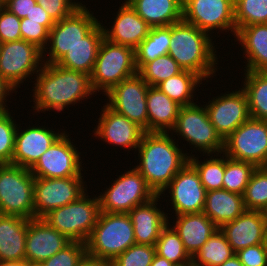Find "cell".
Here are the masks:
<instances>
[{
    "label": "cell",
    "mask_w": 267,
    "mask_h": 266,
    "mask_svg": "<svg viewBox=\"0 0 267 266\" xmlns=\"http://www.w3.org/2000/svg\"><path fill=\"white\" fill-rule=\"evenodd\" d=\"M197 156L198 155L195 156L193 154L191 157H189V162L198 171L201 183L206 192L223 189L225 154L223 152L217 154H207V156L203 154V156L207 157L204 159V161L199 160V157Z\"/></svg>",
    "instance_id": "cell-36"
},
{
    "label": "cell",
    "mask_w": 267,
    "mask_h": 266,
    "mask_svg": "<svg viewBox=\"0 0 267 266\" xmlns=\"http://www.w3.org/2000/svg\"><path fill=\"white\" fill-rule=\"evenodd\" d=\"M235 255L243 266H267V252L264 243L238 250Z\"/></svg>",
    "instance_id": "cell-48"
},
{
    "label": "cell",
    "mask_w": 267,
    "mask_h": 266,
    "mask_svg": "<svg viewBox=\"0 0 267 266\" xmlns=\"http://www.w3.org/2000/svg\"><path fill=\"white\" fill-rule=\"evenodd\" d=\"M82 195L77 201L48 212L42 219L71 241L86 243L100 214L98 195Z\"/></svg>",
    "instance_id": "cell-5"
},
{
    "label": "cell",
    "mask_w": 267,
    "mask_h": 266,
    "mask_svg": "<svg viewBox=\"0 0 267 266\" xmlns=\"http://www.w3.org/2000/svg\"><path fill=\"white\" fill-rule=\"evenodd\" d=\"M17 89L14 88L7 80H5L1 75H0V109L2 111H7L8 106H7V97L11 96L13 92L17 94L16 91ZM12 93V94H11Z\"/></svg>",
    "instance_id": "cell-51"
},
{
    "label": "cell",
    "mask_w": 267,
    "mask_h": 266,
    "mask_svg": "<svg viewBox=\"0 0 267 266\" xmlns=\"http://www.w3.org/2000/svg\"><path fill=\"white\" fill-rule=\"evenodd\" d=\"M155 254V245L134 244L111 262L112 266H151Z\"/></svg>",
    "instance_id": "cell-43"
},
{
    "label": "cell",
    "mask_w": 267,
    "mask_h": 266,
    "mask_svg": "<svg viewBox=\"0 0 267 266\" xmlns=\"http://www.w3.org/2000/svg\"><path fill=\"white\" fill-rule=\"evenodd\" d=\"M35 177L30 169L0 165V214L34 219Z\"/></svg>",
    "instance_id": "cell-6"
},
{
    "label": "cell",
    "mask_w": 267,
    "mask_h": 266,
    "mask_svg": "<svg viewBox=\"0 0 267 266\" xmlns=\"http://www.w3.org/2000/svg\"><path fill=\"white\" fill-rule=\"evenodd\" d=\"M36 4V0H3V6L20 19L25 18Z\"/></svg>",
    "instance_id": "cell-49"
},
{
    "label": "cell",
    "mask_w": 267,
    "mask_h": 266,
    "mask_svg": "<svg viewBox=\"0 0 267 266\" xmlns=\"http://www.w3.org/2000/svg\"><path fill=\"white\" fill-rule=\"evenodd\" d=\"M170 25L153 27L148 36L135 49L137 71L147 62L168 54L170 47Z\"/></svg>",
    "instance_id": "cell-34"
},
{
    "label": "cell",
    "mask_w": 267,
    "mask_h": 266,
    "mask_svg": "<svg viewBox=\"0 0 267 266\" xmlns=\"http://www.w3.org/2000/svg\"><path fill=\"white\" fill-rule=\"evenodd\" d=\"M32 106L34 114L51 110L57 113L69 109V105L82 103V100L96 96L89 74L64 68L58 64L44 63L39 72L33 76Z\"/></svg>",
    "instance_id": "cell-1"
},
{
    "label": "cell",
    "mask_w": 267,
    "mask_h": 266,
    "mask_svg": "<svg viewBox=\"0 0 267 266\" xmlns=\"http://www.w3.org/2000/svg\"><path fill=\"white\" fill-rule=\"evenodd\" d=\"M28 219L0 214V261L25 260Z\"/></svg>",
    "instance_id": "cell-27"
},
{
    "label": "cell",
    "mask_w": 267,
    "mask_h": 266,
    "mask_svg": "<svg viewBox=\"0 0 267 266\" xmlns=\"http://www.w3.org/2000/svg\"><path fill=\"white\" fill-rule=\"evenodd\" d=\"M243 87L250 117L267 121V71H244Z\"/></svg>",
    "instance_id": "cell-33"
},
{
    "label": "cell",
    "mask_w": 267,
    "mask_h": 266,
    "mask_svg": "<svg viewBox=\"0 0 267 266\" xmlns=\"http://www.w3.org/2000/svg\"><path fill=\"white\" fill-rule=\"evenodd\" d=\"M104 39V30L100 22L87 36L81 39L56 63L67 69L92 74L99 46Z\"/></svg>",
    "instance_id": "cell-29"
},
{
    "label": "cell",
    "mask_w": 267,
    "mask_h": 266,
    "mask_svg": "<svg viewBox=\"0 0 267 266\" xmlns=\"http://www.w3.org/2000/svg\"><path fill=\"white\" fill-rule=\"evenodd\" d=\"M173 228L181 238L185 250L193 255L208 241L210 236L219 229L203 212L175 216ZM175 222V223H174Z\"/></svg>",
    "instance_id": "cell-25"
},
{
    "label": "cell",
    "mask_w": 267,
    "mask_h": 266,
    "mask_svg": "<svg viewBox=\"0 0 267 266\" xmlns=\"http://www.w3.org/2000/svg\"><path fill=\"white\" fill-rule=\"evenodd\" d=\"M264 244H265V247H266V252H267V235H266V238H265V242H264Z\"/></svg>",
    "instance_id": "cell-57"
},
{
    "label": "cell",
    "mask_w": 267,
    "mask_h": 266,
    "mask_svg": "<svg viewBox=\"0 0 267 266\" xmlns=\"http://www.w3.org/2000/svg\"><path fill=\"white\" fill-rule=\"evenodd\" d=\"M84 177H35L34 218H42L53 209L77 201L88 190Z\"/></svg>",
    "instance_id": "cell-16"
},
{
    "label": "cell",
    "mask_w": 267,
    "mask_h": 266,
    "mask_svg": "<svg viewBox=\"0 0 267 266\" xmlns=\"http://www.w3.org/2000/svg\"><path fill=\"white\" fill-rule=\"evenodd\" d=\"M220 94L213 96L204 106L217 133L225 140L250 118V113L247 96L241 87Z\"/></svg>",
    "instance_id": "cell-18"
},
{
    "label": "cell",
    "mask_w": 267,
    "mask_h": 266,
    "mask_svg": "<svg viewBox=\"0 0 267 266\" xmlns=\"http://www.w3.org/2000/svg\"><path fill=\"white\" fill-rule=\"evenodd\" d=\"M183 69L169 55L157 57L144 64L137 73L147 82L149 86H157L164 80L177 75Z\"/></svg>",
    "instance_id": "cell-40"
},
{
    "label": "cell",
    "mask_w": 267,
    "mask_h": 266,
    "mask_svg": "<svg viewBox=\"0 0 267 266\" xmlns=\"http://www.w3.org/2000/svg\"><path fill=\"white\" fill-rule=\"evenodd\" d=\"M220 230L225 234L232 250L262 244L267 235L262 211L245 210L235 220L225 223Z\"/></svg>",
    "instance_id": "cell-23"
},
{
    "label": "cell",
    "mask_w": 267,
    "mask_h": 266,
    "mask_svg": "<svg viewBox=\"0 0 267 266\" xmlns=\"http://www.w3.org/2000/svg\"><path fill=\"white\" fill-rule=\"evenodd\" d=\"M86 254V243L71 241L62 250L44 260L41 266H78Z\"/></svg>",
    "instance_id": "cell-44"
},
{
    "label": "cell",
    "mask_w": 267,
    "mask_h": 266,
    "mask_svg": "<svg viewBox=\"0 0 267 266\" xmlns=\"http://www.w3.org/2000/svg\"><path fill=\"white\" fill-rule=\"evenodd\" d=\"M124 2V3H123ZM116 12V18L110 29L103 25L104 38L108 41L133 48L134 50L148 36L151 27L124 0ZM107 28V29H106Z\"/></svg>",
    "instance_id": "cell-22"
},
{
    "label": "cell",
    "mask_w": 267,
    "mask_h": 266,
    "mask_svg": "<svg viewBox=\"0 0 267 266\" xmlns=\"http://www.w3.org/2000/svg\"><path fill=\"white\" fill-rule=\"evenodd\" d=\"M71 242L64 234L50 227L42 218L28 221L25 245V260L41 264Z\"/></svg>",
    "instance_id": "cell-21"
},
{
    "label": "cell",
    "mask_w": 267,
    "mask_h": 266,
    "mask_svg": "<svg viewBox=\"0 0 267 266\" xmlns=\"http://www.w3.org/2000/svg\"><path fill=\"white\" fill-rule=\"evenodd\" d=\"M219 266H243V264L236 255H233Z\"/></svg>",
    "instance_id": "cell-54"
},
{
    "label": "cell",
    "mask_w": 267,
    "mask_h": 266,
    "mask_svg": "<svg viewBox=\"0 0 267 266\" xmlns=\"http://www.w3.org/2000/svg\"><path fill=\"white\" fill-rule=\"evenodd\" d=\"M170 194L169 203L175 216L201 213L205 207L206 190L201 183L198 171L188 162L171 180L160 196ZM175 211V212H174Z\"/></svg>",
    "instance_id": "cell-17"
},
{
    "label": "cell",
    "mask_w": 267,
    "mask_h": 266,
    "mask_svg": "<svg viewBox=\"0 0 267 266\" xmlns=\"http://www.w3.org/2000/svg\"><path fill=\"white\" fill-rule=\"evenodd\" d=\"M134 244V228L128 213L100 212L86 242V251L91 257L113 261Z\"/></svg>",
    "instance_id": "cell-4"
},
{
    "label": "cell",
    "mask_w": 267,
    "mask_h": 266,
    "mask_svg": "<svg viewBox=\"0 0 267 266\" xmlns=\"http://www.w3.org/2000/svg\"><path fill=\"white\" fill-rule=\"evenodd\" d=\"M149 85L138 74L122 80L102 96L105 104L116 113L126 116L148 132L147 91ZM107 102V103H106Z\"/></svg>",
    "instance_id": "cell-13"
},
{
    "label": "cell",
    "mask_w": 267,
    "mask_h": 266,
    "mask_svg": "<svg viewBox=\"0 0 267 266\" xmlns=\"http://www.w3.org/2000/svg\"><path fill=\"white\" fill-rule=\"evenodd\" d=\"M28 266H41V264H30V263H28Z\"/></svg>",
    "instance_id": "cell-58"
},
{
    "label": "cell",
    "mask_w": 267,
    "mask_h": 266,
    "mask_svg": "<svg viewBox=\"0 0 267 266\" xmlns=\"http://www.w3.org/2000/svg\"><path fill=\"white\" fill-rule=\"evenodd\" d=\"M246 210L263 211L267 207V167H257L243 193Z\"/></svg>",
    "instance_id": "cell-39"
},
{
    "label": "cell",
    "mask_w": 267,
    "mask_h": 266,
    "mask_svg": "<svg viewBox=\"0 0 267 266\" xmlns=\"http://www.w3.org/2000/svg\"><path fill=\"white\" fill-rule=\"evenodd\" d=\"M235 255L225 234L217 229L193 255L192 266H219Z\"/></svg>",
    "instance_id": "cell-35"
},
{
    "label": "cell",
    "mask_w": 267,
    "mask_h": 266,
    "mask_svg": "<svg viewBox=\"0 0 267 266\" xmlns=\"http://www.w3.org/2000/svg\"><path fill=\"white\" fill-rule=\"evenodd\" d=\"M151 266H176V265L168 261L166 258H163L155 254Z\"/></svg>",
    "instance_id": "cell-53"
},
{
    "label": "cell",
    "mask_w": 267,
    "mask_h": 266,
    "mask_svg": "<svg viewBox=\"0 0 267 266\" xmlns=\"http://www.w3.org/2000/svg\"><path fill=\"white\" fill-rule=\"evenodd\" d=\"M174 137L171 133L144 132L136 150L139 163L134 167L156 195L163 192L193 155L179 147Z\"/></svg>",
    "instance_id": "cell-2"
},
{
    "label": "cell",
    "mask_w": 267,
    "mask_h": 266,
    "mask_svg": "<svg viewBox=\"0 0 267 266\" xmlns=\"http://www.w3.org/2000/svg\"><path fill=\"white\" fill-rule=\"evenodd\" d=\"M243 58H246L245 71H267V26L253 24L241 27L235 35Z\"/></svg>",
    "instance_id": "cell-26"
},
{
    "label": "cell",
    "mask_w": 267,
    "mask_h": 266,
    "mask_svg": "<svg viewBox=\"0 0 267 266\" xmlns=\"http://www.w3.org/2000/svg\"><path fill=\"white\" fill-rule=\"evenodd\" d=\"M137 73L135 50L104 38L99 46L91 77L93 90L103 95L122 80ZM98 91V92H97Z\"/></svg>",
    "instance_id": "cell-8"
},
{
    "label": "cell",
    "mask_w": 267,
    "mask_h": 266,
    "mask_svg": "<svg viewBox=\"0 0 267 266\" xmlns=\"http://www.w3.org/2000/svg\"><path fill=\"white\" fill-rule=\"evenodd\" d=\"M236 32L253 24H264L267 20V0H234Z\"/></svg>",
    "instance_id": "cell-41"
},
{
    "label": "cell",
    "mask_w": 267,
    "mask_h": 266,
    "mask_svg": "<svg viewBox=\"0 0 267 266\" xmlns=\"http://www.w3.org/2000/svg\"><path fill=\"white\" fill-rule=\"evenodd\" d=\"M56 23L70 16L82 2L75 0H36Z\"/></svg>",
    "instance_id": "cell-47"
},
{
    "label": "cell",
    "mask_w": 267,
    "mask_h": 266,
    "mask_svg": "<svg viewBox=\"0 0 267 266\" xmlns=\"http://www.w3.org/2000/svg\"><path fill=\"white\" fill-rule=\"evenodd\" d=\"M20 31L22 40L34 44L42 51L45 50L49 39V30L41 22L28 21V18H22Z\"/></svg>",
    "instance_id": "cell-45"
},
{
    "label": "cell",
    "mask_w": 267,
    "mask_h": 266,
    "mask_svg": "<svg viewBox=\"0 0 267 266\" xmlns=\"http://www.w3.org/2000/svg\"><path fill=\"white\" fill-rule=\"evenodd\" d=\"M0 266H28L26 260L21 261H0Z\"/></svg>",
    "instance_id": "cell-55"
},
{
    "label": "cell",
    "mask_w": 267,
    "mask_h": 266,
    "mask_svg": "<svg viewBox=\"0 0 267 266\" xmlns=\"http://www.w3.org/2000/svg\"><path fill=\"white\" fill-rule=\"evenodd\" d=\"M20 23L21 19L3 6L0 9V42L22 40Z\"/></svg>",
    "instance_id": "cell-46"
},
{
    "label": "cell",
    "mask_w": 267,
    "mask_h": 266,
    "mask_svg": "<svg viewBox=\"0 0 267 266\" xmlns=\"http://www.w3.org/2000/svg\"><path fill=\"white\" fill-rule=\"evenodd\" d=\"M229 158L267 167V121L249 118L224 140Z\"/></svg>",
    "instance_id": "cell-11"
},
{
    "label": "cell",
    "mask_w": 267,
    "mask_h": 266,
    "mask_svg": "<svg viewBox=\"0 0 267 266\" xmlns=\"http://www.w3.org/2000/svg\"><path fill=\"white\" fill-rule=\"evenodd\" d=\"M11 111L0 112V165L12 164L15 134L18 123ZM17 123V124H16Z\"/></svg>",
    "instance_id": "cell-42"
},
{
    "label": "cell",
    "mask_w": 267,
    "mask_h": 266,
    "mask_svg": "<svg viewBox=\"0 0 267 266\" xmlns=\"http://www.w3.org/2000/svg\"><path fill=\"white\" fill-rule=\"evenodd\" d=\"M171 134L189 143L196 154H217L224 151V140L210 121L206 107L194 103L181 107ZM185 139V140H184ZM197 150V151H195Z\"/></svg>",
    "instance_id": "cell-7"
},
{
    "label": "cell",
    "mask_w": 267,
    "mask_h": 266,
    "mask_svg": "<svg viewBox=\"0 0 267 266\" xmlns=\"http://www.w3.org/2000/svg\"><path fill=\"white\" fill-rule=\"evenodd\" d=\"M263 217H264V223L267 231V207L262 211Z\"/></svg>",
    "instance_id": "cell-56"
},
{
    "label": "cell",
    "mask_w": 267,
    "mask_h": 266,
    "mask_svg": "<svg viewBox=\"0 0 267 266\" xmlns=\"http://www.w3.org/2000/svg\"><path fill=\"white\" fill-rule=\"evenodd\" d=\"M182 19L210 36L214 30L236 35L234 0H183Z\"/></svg>",
    "instance_id": "cell-14"
},
{
    "label": "cell",
    "mask_w": 267,
    "mask_h": 266,
    "mask_svg": "<svg viewBox=\"0 0 267 266\" xmlns=\"http://www.w3.org/2000/svg\"><path fill=\"white\" fill-rule=\"evenodd\" d=\"M170 38L168 54L183 70L196 73L204 82L216 76L219 58L212 36L182 19L170 25Z\"/></svg>",
    "instance_id": "cell-3"
},
{
    "label": "cell",
    "mask_w": 267,
    "mask_h": 266,
    "mask_svg": "<svg viewBox=\"0 0 267 266\" xmlns=\"http://www.w3.org/2000/svg\"><path fill=\"white\" fill-rule=\"evenodd\" d=\"M181 105L156 86L147 91L148 132L170 133L176 125Z\"/></svg>",
    "instance_id": "cell-28"
},
{
    "label": "cell",
    "mask_w": 267,
    "mask_h": 266,
    "mask_svg": "<svg viewBox=\"0 0 267 266\" xmlns=\"http://www.w3.org/2000/svg\"><path fill=\"white\" fill-rule=\"evenodd\" d=\"M129 169L119 176L116 174L113 183L98 195L101 212L129 213L156 196L140 172L135 167Z\"/></svg>",
    "instance_id": "cell-10"
},
{
    "label": "cell",
    "mask_w": 267,
    "mask_h": 266,
    "mask_svg": "<svg viewBox=\"0 0 267 266\" xmlns=\"http://www.w3.org/2000/svg\"><path fill=\"white\" fill-rule=\"evenodd\" d=\"M160 199V195H156L148 202L137 205L128 213L134 228L136 244L154 246L161 230L168 224L169 213H165L159 207Z\"/></svg>",
    "instance_id": "cell-24"
},
{
    "label": "cell",
    "mask_w": 267,
    "mask_h": 266,
    "mask_svg": "<svg viewBox=\"0 0 267 266\" xmlns=\"http://www.w3.org/2000/svg\"><path fill=\"white\" fill-rule=\"evenodd\" d=\"M97 124L92 131L93 138H99L108 145L137 150L144 130L136 123L130 121L126 116L120 115L109 108L106 104L101 108ZM133 148V149H132Z\"/></svg>",
    "instance_id": "cell-19"
},
{
    "label": "cell",
    "mask_w": 267,
    "mask_h": 266,
    "mask_svg": "<svg viewBox=\"0 0 267 266\" xmlns=\"http://www.w3.org/2000/svg\"><path fill=\"white\" fill-rule=\"evenodd\" d=\"M43 64V51L34 44L25 40L1 43L0 75L14 88L37 74Z\"/></svg>",
    "instance_id": "cell-12"
},
{
    "label": "cell",
    "mask_w": 267,
    "mask_h": 266,
    "mask_svg": "<svg viewBox=\"0 0 267 266\" xmlns=\"http://www.w3.org/2000/svg\"><path fill=\"white\" fill-rule=\"evenodd\" d=\"M3 7V0H0V9Z\"/></svg>",
    "instance_id": "cell-59"
},
{
    "label": "cell",
    "mask_w": 267,
    "mask_h": 266,
    "mask_svg": "<svg viewBox=\"0 0 267 266\" xmlns=\"http://www.w3.org/2000/svg\"><path fill=\"white\" fill-rule=\"evenodd\" d=\"M153 27L169 26L183 18V0H126Z\"/></svg>",
    "instance_id": "cell-30"
},
{
    "label": "cell",
    "mask_w": 267,
    "mask_h": 266,
    "mask_svg": "<svg viewBox=\"0 0 267 266\" xmlns=\"http://www.w3.org/2000/svg\"><path fill=\"white\" fill-rule=\"evenodd\" d=\"M89 10L82 4L70 16L55 23L49 31L48 43L43 50L44 63L56 64L69 49L81 42V39L100 23L94 12Z\"/></svg>",
    "instance_id": "cell-9"
},
{
    "label": "cell",
    "mask_w": 267,
    "mask_h": 266,
    "mask_svg": "<svg viewBox=\"0 0 267 266\" xmlns=\"http://www.w3.org/2000/svg\"><path fill=\"white\" fill-rule=\"evenodd\" d=\"M65 132L45 151L30 169L34 177L66 178L83 177L81 152ZM77 148V149H76ZM83 169V170H82Z\"/></svg>",
    "instance_id": "cell-15"
},
{
    "label": "cell",
    "mask_w": 267,
    "mask_h": 266,
    "mask_svg": "<svg viewBox=\"0 0 267 266\" xmlns=\"http://www.w3.org/2000/svg\"><path fill=\"white\" fill-rule=\"evenodd\" d=\"M202 81L203 79L196 73L189 70H182L177 75L162 81L156 87L183 107L195 103V90L197 89L199 91L198 88L202 84Z\"/></svg>",
    "instance_id": "cell-32"
},
{
    "label": "cell",
    "mask_w": 267,
    "mask_h": 266,
    "mask_svg": "<svg viewBox=\"0 0 267 266\" xmlns=\"http://www.w3.org/2000/svg\"><path fill=\"white\" fill-rule=\"evenodd\" d=\"M168 220V224L161 230L156 241V254L166 258L176 266L192 264V257L185 250L183 242Z\"/></svg>",
    "instance_id": "cell-37"
},
{
    "label": "cell",
    "mask_w": 267,
    "mask_h": 266,
    "mask_svg": "<svg viewBox=\"0 0 267 266\" xmlns=\"http://www.w3.org/2000/svg\"><path fill=\"white\" fill-rule=\"evenodd\" d=\"M25 18H28V21L41 22L49 31L55 25L53 19L39 4H36Z\"/></svg>",
    "instance_id": "cell-50"
},
{
    "label": "cell",
    "mask_w": 267,
    "mask_h": 266,
    "mask_svg": "<svg viewBox=\"0 0 267 266\" xmlns=\"http://www.w3.org/2000/svg\"><path fill=\"white\" fill-rule=\"evenodd\" d=\"M20 125L21 123L17 125L15 134L12 165L27 169H31L40 156L65 132L63 129L60 132L59 129L40 126L39 123L36 126L26 125L23 130Z\"/></svg>",
    "instance_id": "cell-20"
},
{
    "label": "cell",
    "mask_w": 267,
    "mask_h": 266,
    "mask_svg": "<svg viewBox=\"0 0 267 266\" xmlns=\"http://www.w3.org/2000/svg\"><path fill=\"white\" fill-rule=\"evenodd\" d=\"M78 266H112V262L85 255Z\"/></svg>",
    "instance_id": "cell-52"
},
{
    "label": "cell",
    "mask_w": 267,
    "mask_h": 266,
    "mask_svg": "<svg viewBox=\"0 0 267 266\" xmlns=\"http://www.w3.org/2000/svg\"><path fill=\"white\" fill-rule=\"evenodd\" d=\"M246 210L243 196L227 190L206 192L203 213L220 229L225 223L235 220Z\"/></svg>",
    "instance_id": "cell-31"
},
{
    "label": "cell",
    "mask_w": 267,
    "mask_h": 266,
    "mask_svg": "<svg viewBox=\"0 0 267 266\" xmlns=\"http://www.w3.org/2000/svg\"><path fill=\"white\" fill-rule=\"evenodd\" d=\"M256 168L253 163L235 160L225 155L223 189L243 195L251 175Z\"/></svg>",
    "instance_id": "cell-38"
}]
</instances>
